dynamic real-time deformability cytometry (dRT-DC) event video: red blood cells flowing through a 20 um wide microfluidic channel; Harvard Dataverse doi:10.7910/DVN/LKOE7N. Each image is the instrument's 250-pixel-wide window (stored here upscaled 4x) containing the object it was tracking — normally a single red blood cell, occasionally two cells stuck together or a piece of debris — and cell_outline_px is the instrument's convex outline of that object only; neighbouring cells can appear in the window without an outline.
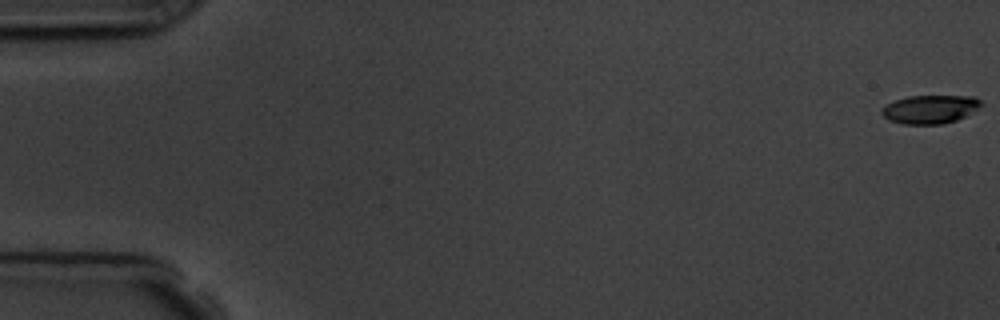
{"species": "common noctule bat (a hibernating species)", "species_latin": "Nyctalus noctula", "temperature_condition": "room temperature", "stored_images_in_passage": 6, "camera_frame_rate_fps": 3000, "um_per_image_px": 0.085, "animal": {"sex": "male", "body_mass_g": 19.5, "forearm_length_mm": 54.6}, "frame": {"image": 1, "passage_image": 1, "time_ms": 0.0, "image_size_px": [1000, 320], "cell_outline_px": [[980, 104], [976, 108], [964, 116], [956, 120], [944, 124], [904, 124], [888, 120], [880, 112], [880, 108], [896, 100], [908, 96], [972, 96], [980, 100]], "centroid_in_image_um": [78.99, 9.29], "position_along_channel_um": 6.0, "area_um2": 16.24}}
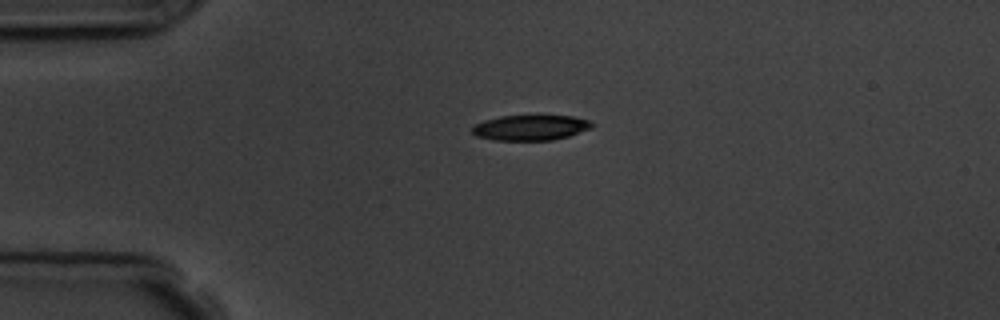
{"frame": {"image": 2, "passage_image": 4, "time_ms": 4.333, "image_size_px": [1000, 320], "cell_outline_px": [[596, 124], [592, 128], [568, 136], [552, 140], [496, 140], [476, 136], [472, 132], [472, 124], [484, 120], [500, 116], [572, 116], [588, 120]], "centroid_in_image_um": [45.08, 10.85], "position_along_channel_um": 39.9, "area_um2": 17.69}}